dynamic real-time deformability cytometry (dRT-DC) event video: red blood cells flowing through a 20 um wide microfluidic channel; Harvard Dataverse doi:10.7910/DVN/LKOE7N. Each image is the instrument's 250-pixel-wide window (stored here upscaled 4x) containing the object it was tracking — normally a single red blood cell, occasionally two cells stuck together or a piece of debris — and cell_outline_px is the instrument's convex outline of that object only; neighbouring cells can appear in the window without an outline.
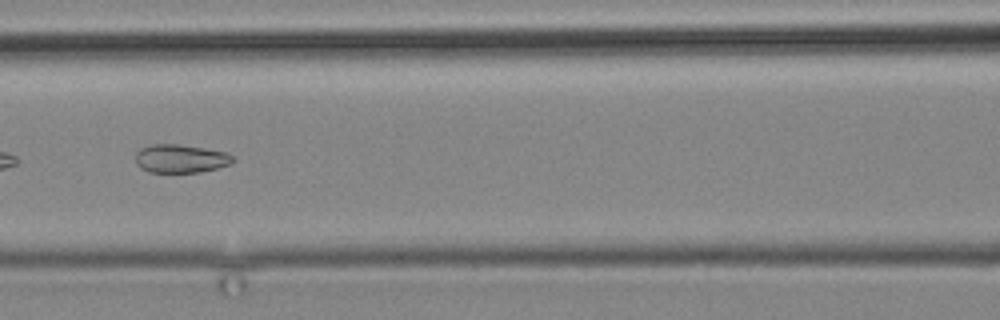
{"species": "common noctule bat (a hibernating species)", "species_latin": "Nyctalus noctula", "temperature_condition": "cold", "stored_images_in_passage": 13, "camera_frame_rate_fps": 3000, "um_per_image_px": 0.085, "animal": {"sex": "male", "body_mass_g": 19.2, "forearm_length_mm": 51.8}, "frame": {"image": 1, "passage_image": 11, "time_ms": 12.667, "image_size_px": [1000, 320], "cell_outline_px": [[236, 160], [232, 164], [200, 172], [148, 172], [140, 168], [136, 164], [136, 152], [140, 148], [152, 144], [176, 144], [204, 148], [228, 152]], "centroid_in_image_um": [15.36, 13.48], "position_along_channel_um": 151.2, "area_um2": 16.24}}
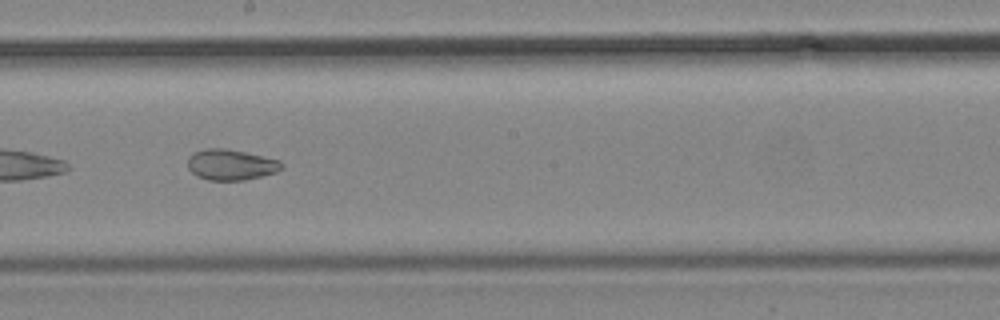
{"frame": {"image": 2, "passage_image": 13, "time_ms": 15.0, "image_size_px": [1000, 320], "cell_outline_px": [[284, 168], [276, 172], [244, 180], [208, 180], [196, 176], [188, 168], [188, 156], [192, 152], [204, 148], [224, 148], [244, 152], [280, 160], [284, 164]], "centroid_in_image_um": [19.61, 13.99], "position_along_channel_um": 228.6, "area_um2": 16.94}}